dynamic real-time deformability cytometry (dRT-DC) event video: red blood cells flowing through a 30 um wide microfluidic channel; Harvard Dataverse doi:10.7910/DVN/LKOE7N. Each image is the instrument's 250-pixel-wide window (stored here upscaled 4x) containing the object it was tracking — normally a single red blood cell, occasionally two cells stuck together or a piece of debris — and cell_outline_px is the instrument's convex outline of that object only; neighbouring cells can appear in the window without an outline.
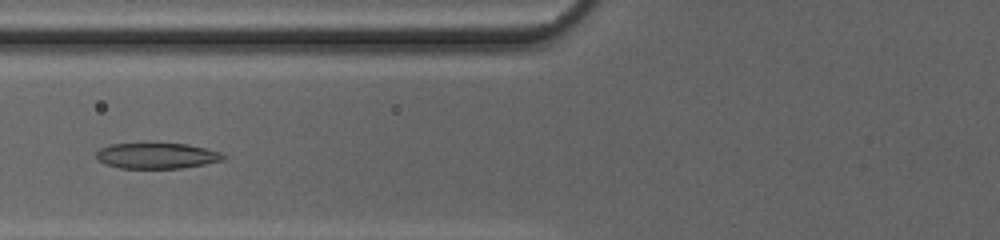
{"species": "common noctule bat (a hibernating species)", "species_latin": "Nyctalus noctula", "temperature_condition": "cold", "stored_images_in_passage": 46, "camera_frame_rate_fps": 3000, "um_per_image_px": 0.085, "animal": {"sex": "female", "body_mass_g": 20.0, "forearm_length_mm": 54.0}, "frame": {"image": 1, "passage_image": 22, "time_ms": 7.0, "image_size_px": [1000, 240], "cell_outline_px": [[228, 156], [224, 160], [204, 164], [180, 168], [120, 168], [104, 164], [96, 156], [96, 152], [100, 148], [112, 144], [188, 144], [220, 152]], "centroid_in_image_um": [13.35, 13.24], "position_along_channel_um": 112.5, "area_um2": 18.84}}
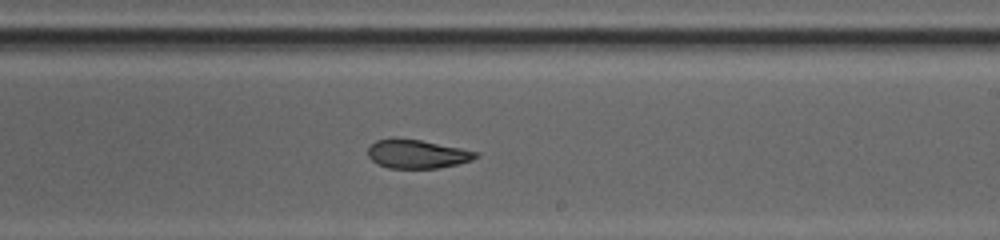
{"frame": {"image": 2, "passage_image": 32, "time_ms": 10.333, "image_size_px": [1000, 240], "cell_outline_px": [[480, 156], [472, 160], [440, 168], [388, 168], [376, 164], [368, 156], [368, 148], [376, 140], [392, 136], [420, 140], [460, 148], [476, 152]], "centroid_in_image_um": [35.4, 13.08], "position_along_channel_um": 253.6, "area_um2": 18.21}}
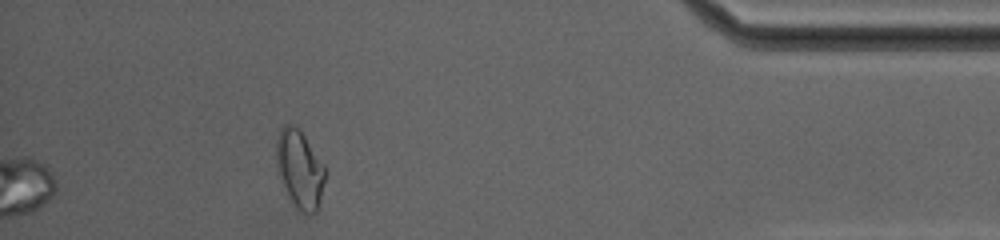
{"frame": {"image": 3, "passage_image": 46, "time_ms": 15.0, "image_size_px": [1000, 240], "cell_outline_px": [[324, 180], [320, 200], [316, 212], [304, 212], [296, 208], [288, 196], [280, 180], [276, 168], [276, 140], [280, 128], [284, 124], [292, 124], [300, 128], [324, 164]], "centroid_in_image_um": [25.44, 14.32], "position_along_channel_um": 409.8, "area_um2": 22.25}, "authors_computed_cell_mechanics": {"area_um2": 21.7328, "velocity_mm_per_s": 4.2235, "shape_relaxation_time_tau1_ms": null, "shape_relaxation_time_tau2_ms": 1.8506, "deformation_change_tau1": null, "deformation_change_tau2": 0.0763}}